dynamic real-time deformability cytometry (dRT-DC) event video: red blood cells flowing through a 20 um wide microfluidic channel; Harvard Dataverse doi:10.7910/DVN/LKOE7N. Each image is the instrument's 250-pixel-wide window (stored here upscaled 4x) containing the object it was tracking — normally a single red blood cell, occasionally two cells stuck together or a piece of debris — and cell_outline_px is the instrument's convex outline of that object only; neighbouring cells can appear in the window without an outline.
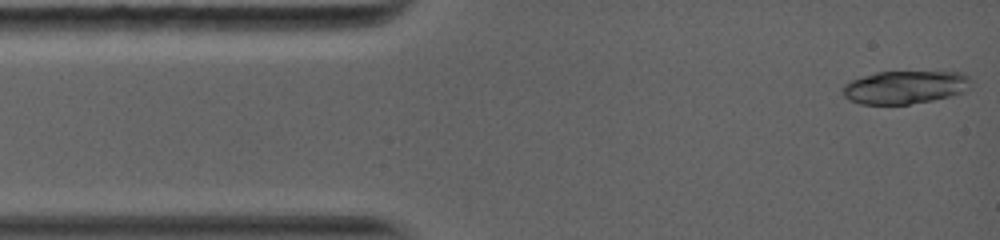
{"species": "common noctule bat (a hibernating species)", "species_latin": "Nyctalus noctula", "temperature_condition": "warm", "stored_images_in_passage": 3, "camera_frame_rate_fps": 5000, "um_per_image_px": 0.085, "animal": {"sex": "female", "body_mass_g": 19.0, "forearm_length_mm": 56.7}, "frame": {"image": 1, "passage_image": 1, "time_ms": 0.0, "image_size_px": [1000, 240], "cell_outline_px": [[972, 80], [968, 88], [964, 92], [932, 100], [908, 104], [860, 104], [848, 100], [844, 96], [844, 84], [852, 80], [876, 72], [964, 72]], "centroid_in_image_um": [76.94, 7.41], "position_along_channel_um": 8.1, "area_um2": 24.57}}